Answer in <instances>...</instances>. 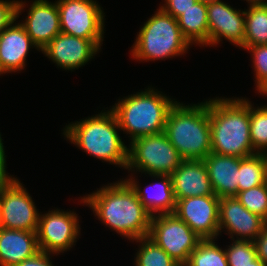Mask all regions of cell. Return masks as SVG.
Returning a JSON list of instances; mask_svg holds the SVG:
<instances>
[{
	"label": "cell",
	"instance_id": "obj_1",
	"mask_svg": "<svg viewBox=\"0 0 267 266\" xmlns=\"http://www.w3.org/2000/svg\"><path fill=\"white\" fill-rule=\"evenodd\" d=\"M81 199L98 220L117 234L132 241L149 235L152 215L126 180L105 185Z\"/></svg>",
	"mask_w": 267,
	"mask_h": 266
},
{
	"label": "cell",
	"instance_id": "obj_2",
	"mask_svg": "<svg viewBox=\"0 0 267 266\" xmlns=\"http://www.w3.org/2000/svg\"><path fill=\"white\" fill-rule=\"evenodd\" d=\"M211 152L247 157L253 150L250 136V102L245 98L209 100Z\"/></svg>",
	"mask_w": 267,
	"mask_h": 266
},
{
	"label": "cell",
	"instance_id": "obj_3",
	"mask_svg": "<svg viewBox=\"0 0 267 266\" xmlns=\"http://www.w3.org/2000/svg\"><path fill=\"white\" fill-rule=\"evenodd\" d=\"M109 110L70 123L65 126L63 134L71 143L94 158L127 169L128 148L119 136L117 118Z\"/></svg>",
	"mask_w": 267,
	"mask_h": 266
},
{
	"label": "cell",
	"instance_id": "obj_4",
	"mask_svg": "<svg viewBox=\"0 0 267 266\" xmlns=\"http://www.w3.org/2000/svg\"><path fill=\"white\" fill-rule=\"evenodd\" d=\"M164 132L183 160H204L211 153L209 101L186 106L176 101Z\"/></svg>",
	"mask_w": 267,
	"mask_h": 266
},
{
	"label": "cell",
	"instance_id": "obj_5",
	"mask_svg": "<svg viewBox=\"0 0 267 266\" xmlns=\"http://www.w3.org/2000/svg\"><path fill=\"white\" fill-rule=\"evenodd\" d=\"M124 98L119 99L110 109L115 114L120 129L130 134V142L142 136L163 132L168 112L176 103L151 87Z\"/></svg>",
	"mask_w": 267,
	"mask_h": 266
},
{
	"label": "cell",
	"instance_id": "obj_6",
	"mask_svg": "<svg viewBox=\"0 0 267 266\" xmlns=\"http://www.w3.org/2000/svg\"><path fill=\"white\" fill-rule=\"evenodd\" d=\"M145 22L137 34L132 56L139 61H155L180 56L190 47L178 21L160 8Z\"/></svg>",
	"mask_w": 267,
	"mask_h": 266
},
{
	"label": "cell",
	"instance_id": "obj_7",
	"mask_svg": "<svg viewBox=\"0 0 267 266\" xmlns=\"http://www.w3.org/2000/svg\"><path fill=\"white\" fill-rule=\"evenodd\" d=\"M182 161V157L163 131L130 142L127 169H136L149 175H170Z\"/></svg>",
	"mask_w": 267,
	"mask_h": 266
},
{
	"label": "cell",
	"instance_id": "obj_8",
	"mask_svg": "<svg viewBox=\"0 0 267 266\" xmlns=\"http://www.w3.org/2000/svg\"><path fill=\"white\" fill-rule=\"evenodd\" d=\"M148 237L180 266H185L190 254L202 240L175 213L152 216Z\"/></svg>",
	"mask_w": 267,
	"mask_h": 266
},
{
	"label": "cell",
	"instance_id": "obj_9",
	"mask_svg": "<svg viewBox=\"0 0 267 266\" xmlns=\"http://www.w3.org/2000/svg\"><path fill=\"white\" fill-rule=\"evenodd\" d=\"M61 32L89 40H103L104 11L94 0H57Z\"/></svg>",
	"mask_w": 267,
	"mask_h": 266
},
{
	"label": "cell",
	"instance_id": "obj_10",
	"mask_svg": "<svg viewBox=\"0 0 267 266\" xmlns=\"http://www.w3.org/2000/svg\"><path fill=\"white\" fill-rule=\"evenodd\" d=\"M39 215L32 197L18 179L0 189V227L37 232Z\"/></svg>",
	"mask_w": 267,
	"mask_h": 266
},
{
	"label": "cell",
	"instance_id": "obj_11",
	"mask_svg": "<svg viewBox=\"0 0 267 266\" xmlns=\"http://www.w3.org/2000/svg\"><path fill=\"white\" fill-rule=\"evenodd\" d=\"M74 211L51 210L39 215L37 243L40 251L50 254L70 250L80 235L79 219Z\"/></svg>",
	"mask_w": 267,
	"mask_h": 266
},
{
	"label": "cell",
	"instance_id": "obj_12",
	"mask_svg": "<svg viewBox=\"0 0 267 266\" xmlns=\"http://www.w3.org/2000/svg\"><path fill=\"white\" fill-rule=\"evenodd\" d=\"M219 200L216 195L178 199L174 213L202 240H216L220 234Z\"/></svg>",
	"mask_w": 267,
	"mask_h": 266
},
{
	"label": "cell",
	"instance_id": "obj_13",
	"mask_svg": "<svg viewBox=\"0 0 267 266\" xmlns=\"http://www.w3.org/2000/svg\"><path fill=\"white\" fill-rule=\"evenodd\" d=\"M103 40H89L60 32L41 51L65 70L82 67L95 56Z\"/></svg>",
	"mask_w": 267,
	"mask_h": 266
},
{
	"label": "cell",
	"instance_id": "obj_14",
	"mask_svg": "<svg viewBox=\"0 0 267 266\" xmlns=\"http://www.w3.org/2000/svg\"><path fill=\"white\" fill-rule=\"evenodd\" d=\"M265 224L263 218L247 210L235 196L220 198L219 231L227 229L231 240L236 236V240L254 241Z\"/></svg>",
	"mask_w": 267,
	"mask_h": 266
},
{
	"label": "cell",
	"instance_id": "obj_15",
	"mask_svg": "<svg viewBox=\"0 0 267 266\" xmlns=\"http://www.w3.org/2000/svg\"><path fill=\"white\" fill-rule=\"evenodd\" d=\"M209 46L216 45L222 38L244 49L245 12L234 9L221 1L207 4Z\"/></svg>",
	"mask_w": 267,
	"mask_h": 266
},
{
	"label": "cell",
	"instance_id": "obj_16",
	"mask_svg": "<svg viewBox=\"0 0 267 266\" xmlns=\"http://www.w3.org/2000/svg\"><path fill=\"white\" fill-rule=\"evenodd\" d=\"M25 4L17 0V18L0 32V75L24 69L29 49L36 47L25 27L21 23L14 24Z\"/></svg>",
	"mask_w": 267,
	"mask_h": 266
},
{
	"label": "cell",
	"instance_id": "obj_17",
	"mask_svg": "<svg viewBox=\"0 0 267 266\" xmlns=\"http://www.w3.org/2000/svg\"><path fill=\"white\" fill-rule=\"evenodd\" d=\"M26 20L21 22L27 34L36 45L38 51L42 50L57 34L61 32L60 16L57 2L47 0H34L28 9Z\"/></svg>",
	"mask_w": 267,
	"mask_h": 266
},
{
	"label": "cell",
	"instance_id": "obj_18",
	"mask_svg": "<svg viewBox=\"0 0 267 266\" xmlns=\"http://www.w3.org/2000/svg\"><path fill=\"white\" fill-rule=\"evenodd\" d=\"M170 176L175 200L215 195L204 160H183Z\"/></svg>",
	"mask_w": 267,
	"mask_h": 266
},
{
	"label": "cell",
	"instance_id": "obj_19",
	"mask_svg": "<svg viewBox=\"0 0 267 266\" xmlns=\"http://www.w3.org/2000/svg\"><path fill=\"white\" fill-rule=\"evenodd\" d=\"M204 163L217 197H232L238 194L240 157L219 155L211 152L204 159Z\"/></svg>",
	"mask_w": 267,
	"mask_h": 266
},
{
	"label": "cell",
	"instance_id": "obj_20",
	"mask_svg": "<svg viewBox=\"0 0 267 266\" xmlns=\"http://www.w3.org/2000/svg\"><path fill=\"white\" fill-rule=\"evenodd\" d=\"M39 251L36 232L0 227V266H14Z\"/></svg>",
	"mask_w": 267,
	"mask_h": 266
},
{
	"label": "cell",
	"instance_id": "obj_21",
	"mask_svg": "<svg viewBox=\"0 0 267 266\" xmlns=\"http://www.w3.org/2000/svg\"><path fill=\"white\" fill-rule=\"evenodd\" d=\"M151 177L159 178L161 181L148 185L146 191H142L138 182L133 178L125 179L137 194L138 199L147 209V211L154 216L157 212L159 214L174 213L176 208V200L174 198L172 180L170 175H149ZM134 179V180H133ZM154 186V192L150 193ZM152 187V188H150ZM150 190V191H149ZM149 191V192H148ZM155 212V213H154Z\"/></svg>",
	"mask_w": 267,
	"mask_h": 266
},
{
	"label": "cell",
	"instance_id": "obj_22",
	"mask_svg": "<svg viewBox=\"0 0 267 266\" xmlns=\"http://www.w3.org/2000/svg\"><path fill=\"white\" fill-rule=\"evenodd\" d=\"M178 25L190 45H209V25L207 18V4L197 2L184 11L178 18Z\"/></svg>",
	"mask_w": 267,
	"mask_h": 266
},
{
	"label": "cell",
	"instance_id": "obj_23",
	"mask_svg": "<svg viewBox=\"0 0 267 266\" xmlns=\"http://www.w3.org/2000/svg\"><path fill=\"white\" fill-rule=\"evenodd\" d=\"M244 12V49L267 44V4L250 5Z\"/></svg>",
	"mask_w": 267,
	"mask_h": 266
},
{
	"label": "cell",
	"instance_id": "obj_24",
	"mask_svg": "<svg viewBox=\"0 0 267 266\" xmlns=\"http://www.w3.org/2000/svg\"><path fill=\"white\" fill-rule=\"evenodd\" d=\"M265 183V167L260 153L240 158L238 191H245Z\"/></svg>",
	"mask_w": 267,
	"mask_h": 266
},
{
	"label": "cell",
	"instance_id": "obj_25",
	"mask_svg": "<svg viewBox=\"0 0 267 266\" xmlns=\"http://www.w3.org/2000/svg\"><path fill=\"white\" fill-rule=\"evenodd\" d=\"M214 241L201 240L185 266H228L225 249L222 250Z\"/></svg>",
	"mask_w": 267,
	"mask_h": 266
},
{
	"label": "cell",
	"instance_id": "obj_26",
	"mask_svg": "<svg viewBox=\"0 0 267 266\" xmlns=\"http://www.w3.org/2000/svg\"><path fill=\"white\" fill-rule=\"evenodd\" d=\"M135 241L141 243L134 259L136 266H180L148 236Z\"/></svg>",
	"mask_w": 267,
	"mask_h": 266
},
{
	"label": "cell",
	"instance_id": "obj_27",
	"mask_svg": "<svg viewBox=\"0 0 267 266\" xmlns=\"http://www.w3.org/2000/svg\"><path fill=\"white\" fill-rule=\"evenodd\" d=\"M250 136L253 150L260 153L267 149V109L254 108L250 103Z\"/></svg>",
	"mask_w": 267,
	"mask_h": 266
},
{
	"label": "cell",
	"instance_id": "obj_28",
	"mask_svg": "<svg viewBox=\"0 0 267 266\" xmlns=\"http://www.w3.org/2000/svg\"><path fill=\"white\" fill-rule=\"evenodd\" d=\"M235 197L247 210L267 222V183L245 191H238Z\"/></svg>",
	"mask_w": 267,
	"mask_h": 266
},
{
	"label": "cell",
	"instance_id": "obj_29",
	"mask_svg": "<svg viewBox=\"0 0 267 266\" xmlns=\"http://www.w3.org/2000/svg\"><path fill=\"white\" fill-rule=\"evenodd\" d=\"M228 246L225 249L228 266H249L258 258L254 241L233 240Z\"/></svg>",
	"mask_w": 267,
	"mask_h": 266
},
{
	"label": "cell",
	"instance_id": "obj_30",
	"mask_svg": "<svg viewBox=\"0 0 267 266\" xmlns=\"http://www.w3.org/2000/svg\"><path fill=\"white\" fill-rule=\"evenodd\" d=\"M245 50L253 57L256 88L262 89L267 85V44L249 46Z\"/></svg>",
	"mask_w": 267,
	"mask_h": 266
},
{
	"label": "cell",
	"instance_id": "obj_31",
	"mask_svg": "<svg viewBox=\"0 0 267 266\" xmlns=\"http://www.w3.org/2000/svg\"><path fill=\"white\" fill-rule=\"evenodd\" d=\"M0 0V32L17 18V1Z\"/></svg>",
	"mask_w": 267,
	"mask_h": 266
},
{
	"label": "cell",
	"instance_id": "obj_32",
	"mask_svg": "<svg viewBox=\"0 0 267 266\" xmlns=\"http://www.w3.org/2000/svg\"><path fill=\"white\" fill-rule=\"evenodd\" d=\"M197 2V0H165L166 4L159 8L177 19L184 11L191 8Z\"/></svg>",
	"mask_w": 267,
	"mask_h": 266
},
{
	"label": "cell",
	"instance_id": "obj_33",
	"mask_svg": "<svg viewBox=\"0 0 267 266\" xmlns=\"http://www.w3.org/2000/svg\"><path fill=\"white\" fill-rule=\"evenodd\" d=\"M50 253L39 251L33 257L23 260L14 266H54L52 265Z\"/></svg>",
	"mask_w": 267,
	"mask_h": 266
},
{
	"label": "cell",
	"instance_id": "obj_34",
	"mask_svg": "<svg viewBox=\"0 0 267 266\" xmlns=\"http://www.w3.org/2000/svg\"><path fill=\"white\" fill-rule=\"evenodd\" d=\"M257 257L267 265V222L262 232L254 240Z\"/></svg>",
	"mask_w": 267,
	"mask_h": 266
},
{
	"label": "cell",
	"instance_id": "obj_35",
	"mask_svg": "<svg viewBox=\"0 0 267 266\" xmlns=\"http://www.w3.org/2000/svg\"><path fill=\"white\" fill-rule=\"evenodd\" d=\"M1 134H0V175L6 180V181H11L15 180L17 178L12 177L11 175L9 176L6 172V155L4 151V146L2 142Z\"/></svg>",
	"mask_w": 267,
	"mask_h": 266
},
{
	"label": "cell",
	"instance_id": "obj_36",
	"mask_svg": "<svg viewBox=\"0 0 267 266\" xmlns=\"http://www.w3.org/2000/svg\"><path fill=\"white\" fill-rule=\"evenodd\" d=\"M260 155L263 159L264 162V167H265V179H266V183H267V149L260 152Z\"/></svg>",
	"mask_w": 267,
	"mask_h": 266
},
{
	"label": "cell",
	"instance_id": "obj_37",
	"mask_svg": "<svg viewBox=\"0 0 267 266\" xmlns=\"http://www.w3.org/2000/svg\"><path fill=\"white\" fill-rule=\"evenodd\" d=\"M247 2H249V5H258V4H267V1L265 2V0H246Z\"/></svg>",
	"mask_w": 267,
	"mask_h": 266
},
{
	"label": "cell",
	"instance_id": "obj_38",
	"mask_svg": "<svg viewBox=\"0 0 267 266\" xmlns=\"http://www.w3.org/2000/svg\"><path fill=\"white\" fill-rule=\"evenodd\" d=\"M249 266H267L264 262H262L259 258L251 262Z\"/></svg>",
	"mask_w": 267,
	"mask_h": 266
},
{
	"label": "cell",
	"instance_id": "obj_39",
	"mask_svg": "<svg viewBox=\"0 0 267 266\" xmlns=\"http://www.w3.org/2000/svg\"><path fill=\"white\" fill-rule=\"evenodd\" d=\"M197 1H199L201 3L209 4V3L218 2L221 0H197Z\"/></svg>",
	"mask_w": 267,
	"mask_h": 266
},
{
	"label": "cell",
	"instance_id": "obj_40",
	"mask_svg": "<svg viewBox=\"0 0 267 266\" xmlns=\"http://www.w3.org/2000/svg\"><path fill=\"white\" fill-rule=\"evenodd\" d=\"M260 94L262 95H266L267 96V89L266 88H262L257 90ZM265 108L267 109V105L265 106Z\"/></svg>",
	"mask_w": 267,
	"mask_h": 266
},
{
	"label": "cell",
	"instance_id": "obj_41",
	"mask_svg": "<svg viewBox=\"0 0 267 266\" xmlns=\"http://www.w3.org/2000/svg\"><path fill=\"white\" fill-rule=\"evenodd\" d=\"M7 181L0 175V189Z\"/></svg>",
	"mask_w": 267,
	"mask_h": 266
}]
</instances>
